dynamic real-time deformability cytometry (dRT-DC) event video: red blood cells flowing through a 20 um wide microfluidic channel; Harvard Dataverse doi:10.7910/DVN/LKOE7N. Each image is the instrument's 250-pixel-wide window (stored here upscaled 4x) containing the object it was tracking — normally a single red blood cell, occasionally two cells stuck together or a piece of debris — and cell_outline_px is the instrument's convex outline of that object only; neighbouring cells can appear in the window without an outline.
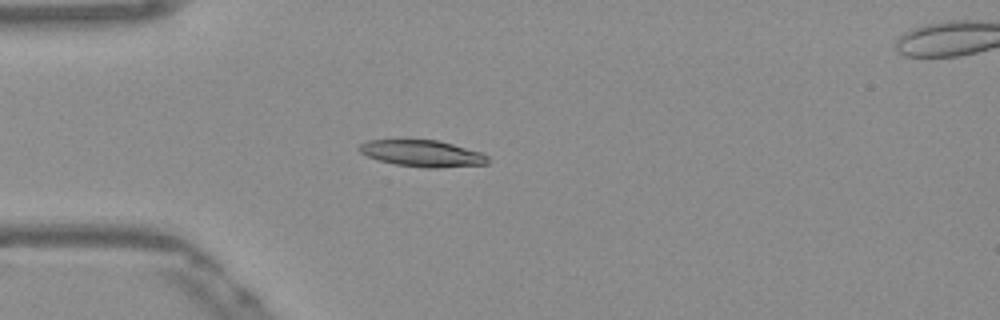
{"species": "Egyptian fruit bat (a non-hibernating species)", "species_latin": "Rousettus aegyptiacus", "temperature_condition": "warm", "stored_images_in_passage": 40, "camera_frame_rate_fps": 3000, "um_per_image_px": 0.085, "frame": {"image": 1, "passage_image": 2, "time_ms": 0.333, "image_size_px": [1000, 320], "cell_outline_px": [[488, 164], [436, 168], [428, 168], [396, 164], [380, 160], [368, 156], [360, 152], [356, 148], [360, 144], [368, 140], [436, 140], [452, 144], [480, 152], [488, 156]], "centroid_in_image_um": [35.89, 13.04], "position_along_channel_um": 49.1, "area_um2": 19.65}}
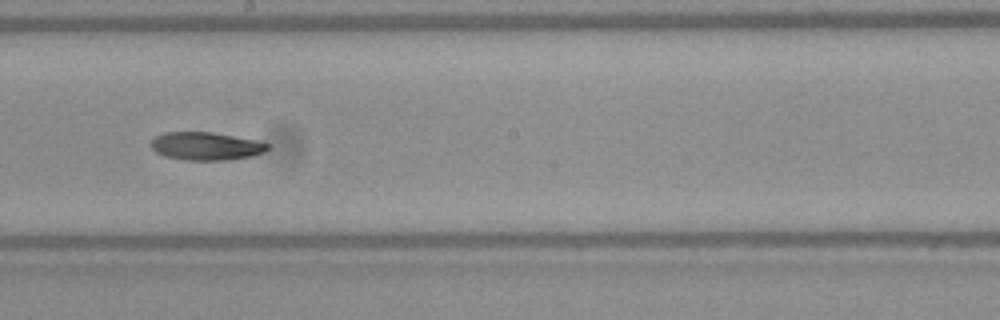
{"frame": {"image": 2, "passage_image": 17, "time_ms": 5.333, "image_size_px": [1000, 320], "cell_outline_px": [[268, 148], [264, 152], [252, 156], [228, 160], [184, 160], [164, 156], [156, 152], [152, 148], [152, 140], [156, 136], [168, 132], [212, 132], [256, 140], [268, 144]], "centroid_in_image_um": [17.51, 12.43], "position_along_channel_um": 230.7, "area_um2": 18.9}}
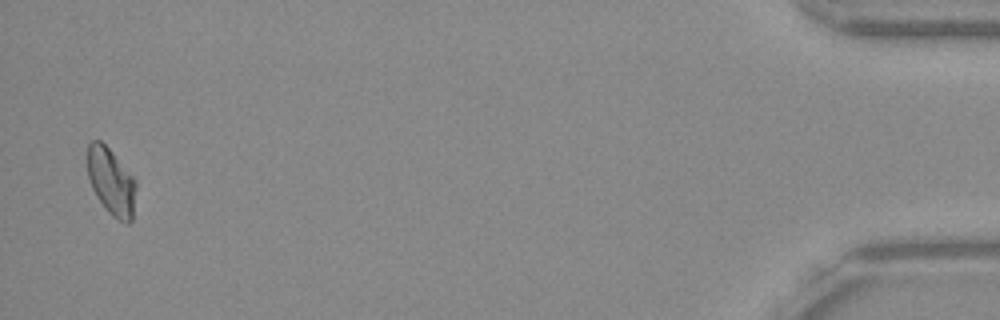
{"frame": {"image": 3, "passage_image": 39, "time_ms": 12.667, "image_size_px": [1000, 320], "cell_outline_px": [[136, 188], [132, 220], [128, 224], [112, 216], [104, 208], [96, 196], [92, 188], [88, 176], [88, 144], [92, 140], [100, 140], [112, 152], [136, 180]], "centroid_in_image_um": [9.45, 15.45], "position_along_channel_um": 425.7, "area_um2": 18.84}}